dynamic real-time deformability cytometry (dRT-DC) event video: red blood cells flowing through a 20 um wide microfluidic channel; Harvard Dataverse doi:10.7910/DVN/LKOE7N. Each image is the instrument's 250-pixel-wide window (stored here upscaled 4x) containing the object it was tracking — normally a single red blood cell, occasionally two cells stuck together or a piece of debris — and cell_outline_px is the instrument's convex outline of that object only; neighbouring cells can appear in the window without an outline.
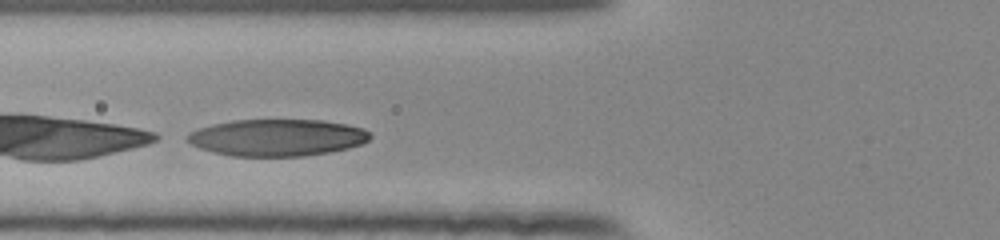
{"species": "human", "species_latin": "Homo sapiens", "temperature_condition": "room temperature", "stored_images_in_passage": 33, "camera_frame_rate_fps": 3000, "um_per_image_px": 0.085, "donor": {"sex": "female"}, "frame": {"image": 1, "passage_image": 9, "time_ms": 2.667, "image_size_px": [1000, 240], "cell_outline_px": [[372, 136], [368, 140], [360, 144], [348, 148], [328, 152], [304, 156], [232, 156], [212, 152], [200, 148], [192, 144], [188, 140], [188, 136], [192, 132], [200, 128], [212, 124], [232, 120], [320, 120], [348, 124], [364, 128]], "centroid_in_image_um": [23.58, 11.69], "position_along_channel_um": 102.2, "area_um2": 39.07}}
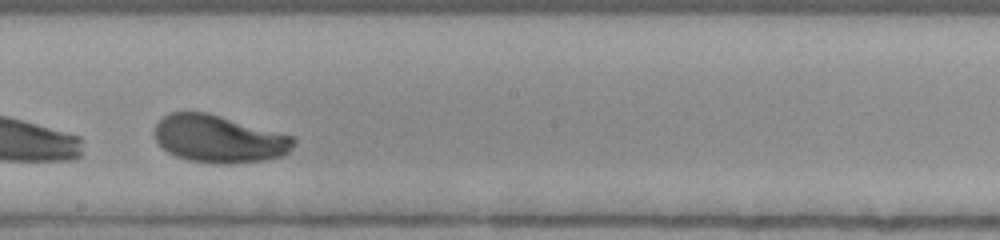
{"frame": {"image": 2, "passage_image": 19, "time_ms": 6.0, "image_size_px": [1000, 240], "cell_outline_px": [[296, 140], [292, 148], [284, 156], [264, 160], [232, 164], [208, 164], [188, 160], [176, 156], [168, 152], [156, 140], [156, 124], [168, 112], [208, 112], [292, 136]], "centroid_in_image_um": [18.62, 11.82], "position_along_channel_um": 229.6, "area_um2": 38.49}}
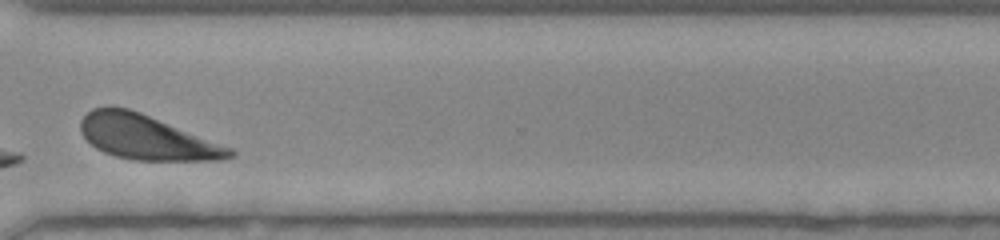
{"frame": {"image": 3, "passage_image": 29, "time_ms": 9.333, "image_size_px": [1000, 240], "cell_outline_px": [[236, 156], [220, 160], [136, 160], [116, 156], [104, 152], [96, 148], [80, 132], [80, 120], [92, 108], [128, 108], [140, 112], [232, 148], [236, 152]], "centroid_in_image_um": [12.48, 11.69], "position_along_channel_um": 358.1, "area_um2": 38.15}, "authors_computed_cell_mechanics": {"area_um2": 39.0728, "velocity_mm_per_s": 3.8292, "shape_relaxation_time_tau1_ms": 1.2851, "shape_relaxation_time_tau2_ms": null, "deformation_change_tau1": 0.3245, "deformation_change_tau2": null}}